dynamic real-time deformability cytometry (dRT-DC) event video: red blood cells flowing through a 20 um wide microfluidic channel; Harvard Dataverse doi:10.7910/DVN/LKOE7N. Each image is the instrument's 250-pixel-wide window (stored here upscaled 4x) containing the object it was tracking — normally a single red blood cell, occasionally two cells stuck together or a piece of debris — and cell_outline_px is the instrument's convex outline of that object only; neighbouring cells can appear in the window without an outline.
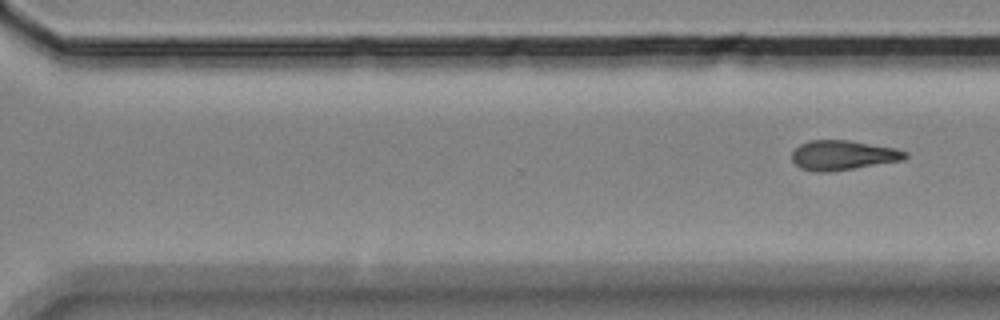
{"species": "Egyptian fruit bat (a non-hibernating species)", "species_latin": "Rousettus aegyptiacus", "temperature_condition": "room temperature", "stored_images_in_passage": 9, "segment_of_instrument_passage": [2, 2], "camera_frame_rate_fps": 3000, "um_per_image_px": 0.085, "animal": {"sex": "female"}, "frame": {"image": 1, "passage_image": 9, "time_ms": 2.667, "image_size_px": [1000, 320], "cell_outline_px": [[908, 156], [904, 160], [828, 172], [812, 172], [800, 168], [792, 160], [792, 152], [800, 144], [808, 140], [848, 140], [896, 148], [908, 152]], "centroid_in_image_um": [71.64, 13.19], "position_along_channel_um": 299.0, "area_um2": 19.65}}